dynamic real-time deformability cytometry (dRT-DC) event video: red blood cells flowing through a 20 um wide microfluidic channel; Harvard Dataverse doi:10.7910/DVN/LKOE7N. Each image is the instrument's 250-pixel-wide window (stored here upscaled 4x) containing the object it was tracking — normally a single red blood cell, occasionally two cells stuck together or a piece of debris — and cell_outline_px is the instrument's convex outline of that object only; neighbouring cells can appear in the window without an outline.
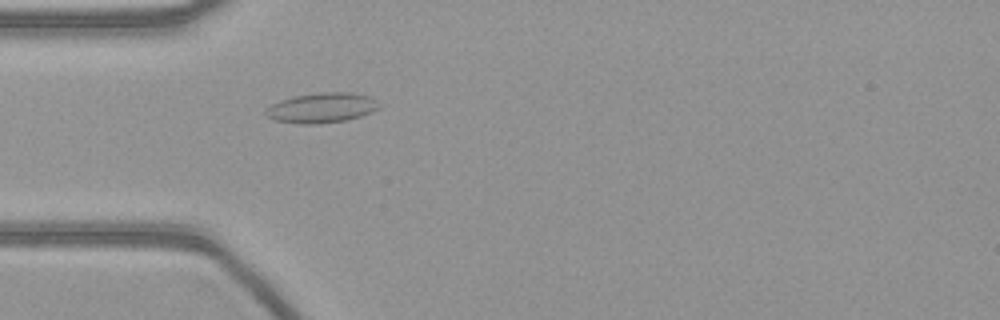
{"species": "common noctule bat (a hibernating species)", "species_latin": "Nyctalus noctula", "temperature_condition": "warm", "stored_images_in_passage": 55, "camera_frame_rate_fps": 3000, "um_per_image_px": 0.085, "animal": {"sex": "female", "body_mass_g": 21.9}, "frame": {"image": 1, "passage_image": 16, "time_ms": 5.0, "image_size_px": [1000, 320], "cell_outline_px": [[380, 108], [372, 112], [348, 120], [320, 124], [300, 124], [276, 120], [268, 116], [264, 112], [272, 104], [280, 100], [292, 96], [320, 92], [352, 92], [372, 96], [380, 104]], "centroid_in_image_um": [27.4, 9.15], "position_along_channel_um": 57.6, "area_um2": 20.06}}
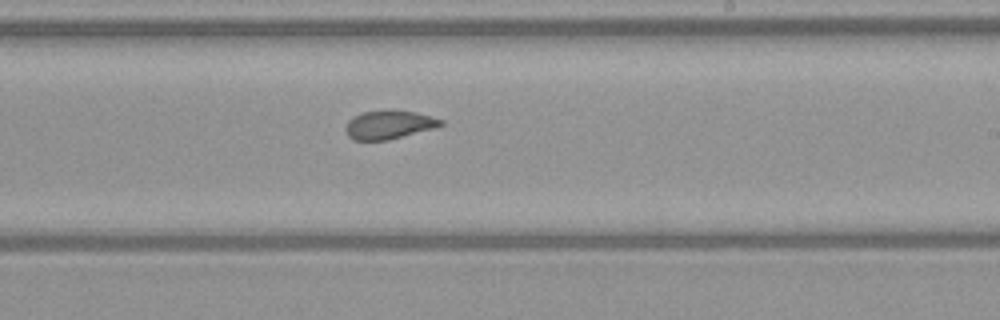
{"frame": {"image": 2, "passage_image": 32, "time_ms": 10.333, "image_size_px": [1000, 320], "cell_outline_px": [[444, 124], [436, 128], [388, 140], [352, 140], [348, 136], [344, 128], [348, 120], [352, 116], [364, 112], [416, 112], [432, 116], [444, 120]], "centroid_in_image_um": [33.07, 10.63], "position_along_channel_um": 255.9, "area_um2": 15.61}}
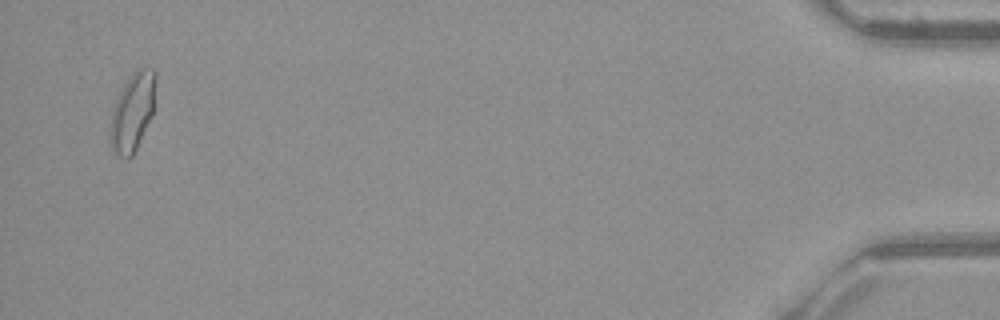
{"frame": {"image": 3, "passage_image": 53, "time_ms": 17.333, "image_size_px": [1000, 320], "cell_outline_px": [[156, 80], [152, 116], [132, 156], [128, 160], [120, 156], [108, 144], [112, 112], [116, 100], [128, 76], [136, 68], [152, 68], [156, 72]], "centroid_in_image_um": [11.26, 9.5], "position_along_channel_um": 423.9, "area_um2": 20.75}}